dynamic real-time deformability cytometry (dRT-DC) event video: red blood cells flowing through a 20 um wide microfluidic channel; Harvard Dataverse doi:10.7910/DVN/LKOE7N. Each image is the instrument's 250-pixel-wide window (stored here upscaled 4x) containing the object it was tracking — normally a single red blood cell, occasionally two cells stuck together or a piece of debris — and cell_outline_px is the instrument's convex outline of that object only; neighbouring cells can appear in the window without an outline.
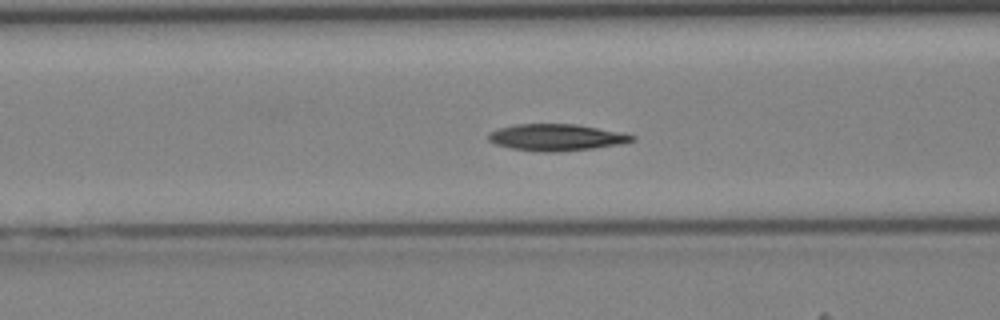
{"species": "Egyptian fruit bat (a non-hibernating species)", "species_latin": "Rousettus aegyptiacus", "temperature_condition": "cold", "stored_images_in_passage": 40, "camera_frame_rate_fps": 3000, "um_per_image_px": 0.085, "animal": {"sex": "female"}, "frame": {"image": 1, "passage_image": 14, "time_ms": 4.333, "image_size_px": [1000, 320], "cell_outline_px": [[636, 140], [620, 144], [592, 148], [552, 152], [544, 152], [512, 148], [496, 144], [488, 140], [488, 132], [496, 128], [516, 124], [576, 124], [636, 136]], "centroid_in_image_um": [47.23, 11.67], "position_along_channel_um": 119.4, "area_um2": 22.02}}
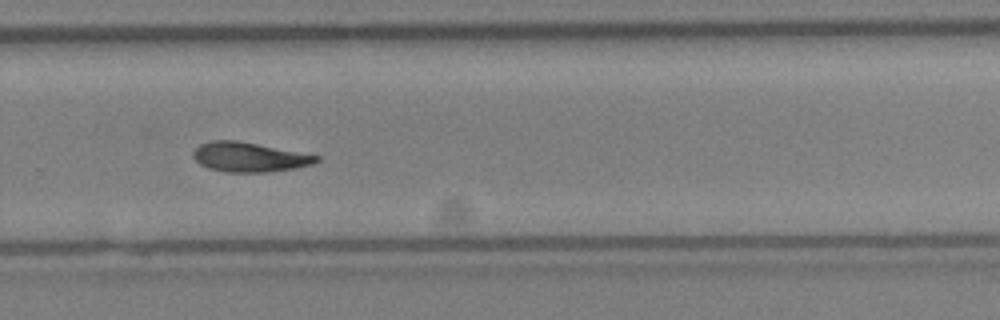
{"frame": {"image": 2, "passage_image": 26, "time_ms": 8.333, "image_size_px": [1000, 320], "cell_outline_px": [[320, 160], [312, 164], [292, 168], [268, 172], [228, 172], [208, 168], [200, 164], [192, 156], [192, 152], [200, 144], [212, 140], [236, 140], [320, 156]], "centroid_in_image_um": [21.15, 13.35], "position_along_channel_um": 308.7, "area_um2": 20.98}}
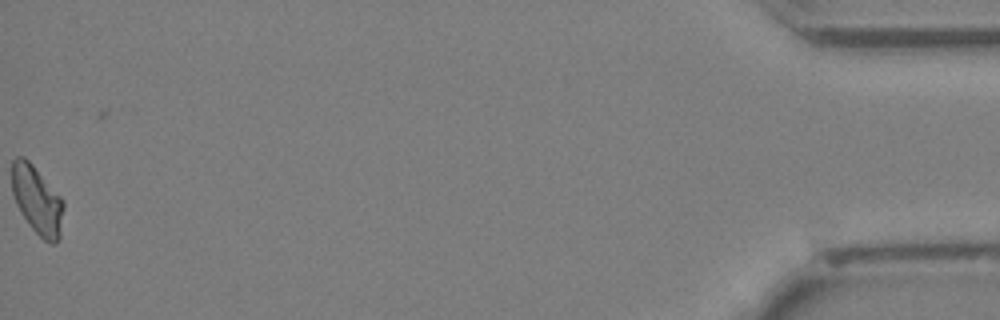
{"frame": {"image": 3, "passage_image": 40, "time_ms": 13.0, "image_size_px": [1000, 320], "cell_outline_px": [[64, 208], [60, 236], [52, 244], [44, 240], [28, 224], [20, 212], [16, 204], [12, 192], [12, 160], [16, 156], [24, 156], [32, 164], [64, 200]], "centroid_in_image_um": [3.15, 17.0], "position_along_channel_um": 432.1, "area_um2": 20.52}}